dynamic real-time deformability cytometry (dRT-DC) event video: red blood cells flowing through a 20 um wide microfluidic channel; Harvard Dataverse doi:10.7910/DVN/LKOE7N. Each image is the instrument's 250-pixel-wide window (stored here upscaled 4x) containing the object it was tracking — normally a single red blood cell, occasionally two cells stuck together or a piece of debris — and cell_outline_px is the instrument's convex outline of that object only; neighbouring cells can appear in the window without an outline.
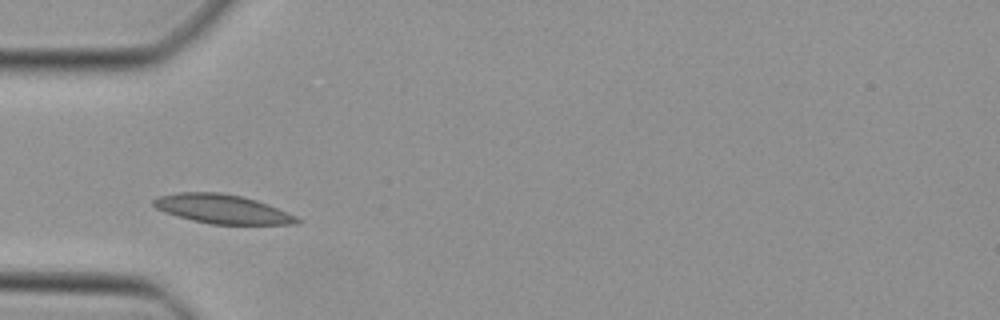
{"species": "Egyptian fruit bat (a non-hibernating species)", "species_latin": "Rousettus aegyptiacus", "temperature_condition": "cold", "stored_images_in_passage": 33, "camera_frame_rate_fps": 3000, "um_per_image_px": 0.085, "animal": {"sex": "female"}, "frame": {"image": 1, "passage_image": 1, "time_ms": 0.0, "image_size_px": [1000, 320], "cell_outline_px": [[304, 220], [300, 224], [212, 224], [192, 220], [164, 212], [156, 208], [152, 204], [152, 200], [160, 196], [180, 192], [220, 192], [240, 196], [256, 200], [268, 204], [296, 216]], "centroid_in_image_um": [18.92, 17.77], "position_along_channel_um": 66.1, "area_um2": 24.22}}
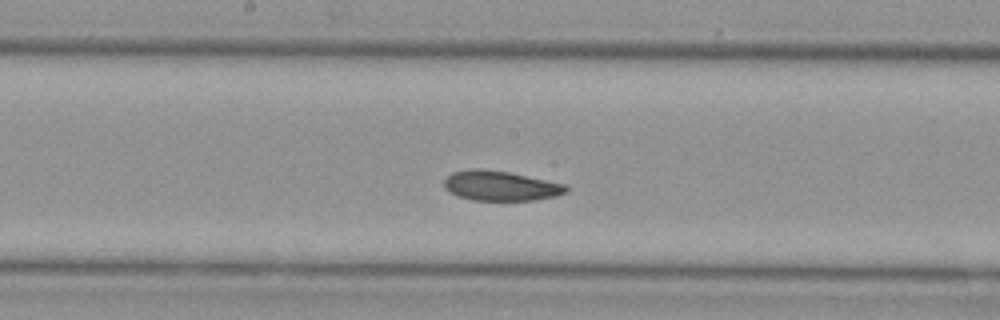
{"frame": {"image": 2, "passage_image": 11, "time_ms": 3.333, "image_size_px": [1000, 320], "cell_outline_px": [[568, 192], [556, 196], [536, 200], [472, 200], [456, 196], [448, 192], [444, 188], [444, 180], [452, 172], [472, 168], [480, 168], [508, 172], [568, 184]], "centroid_in_image_um": [42.55, 15.79], "position_along_channel_um": 205.7, "area_um2": 21.5}}
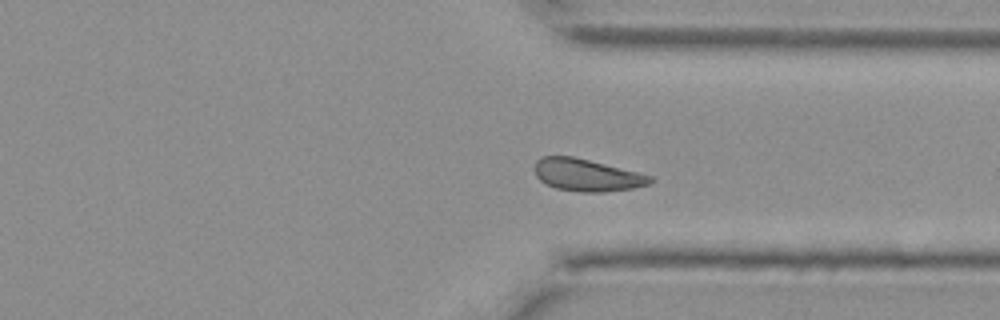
{"frame": {"image": 3, "passage_image": 22, "time_ms": 7.0, "image_size_px": [1000, 320], "cell_outline_px": [[652, 180], [648, 184], [632, 188], [604, 192], [580, 192], [556, 188], [540, 180], [536, 176], [536, 160], [540, 156], [572, 156], [640, 172], [652, 176]], "centroid_in_image_um": [49.89, 14.87], "position_along_channel_um": 361.5, "area_um2": 21.56}}